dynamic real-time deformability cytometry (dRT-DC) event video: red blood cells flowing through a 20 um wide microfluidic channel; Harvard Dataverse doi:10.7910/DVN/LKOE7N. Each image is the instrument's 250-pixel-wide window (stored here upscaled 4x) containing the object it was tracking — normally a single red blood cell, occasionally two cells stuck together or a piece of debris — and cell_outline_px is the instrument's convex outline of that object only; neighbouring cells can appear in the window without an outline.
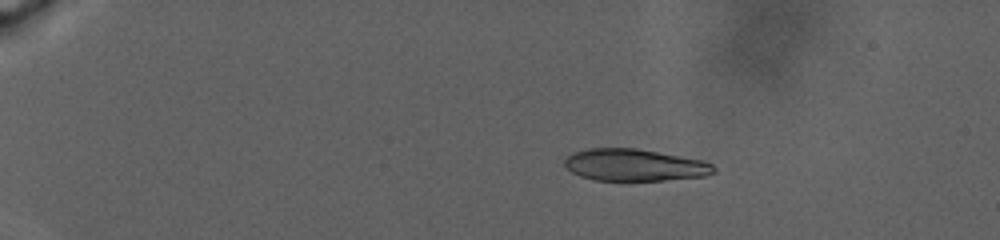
{"species": "human", "species_latin": "Homo sapiens", "temperature_condition": "warm", "stored_images_in_passage": 82, "camera_frame_rate_fps": 3000, "um_per_image_px": 0.085, "donor": {"sex": "male"}, "frame": {"image": 1, "passage_image": 18, "time_ms": 7.0, "image_size_px": [1000, 240], "cell_outline_px": [[716, 172], [704, 176], [664, 180], [596, 180], [580, 176], [572, 172], [564, 164], [564, 160], [572, 152], [588, 148], [636, 148], [700, 160], [712, 164], [716, 168]], "centroid_in_image_um": [53.91, 14.02], "position_along_channel_um": 31.1, "area_um2": 27.57}}
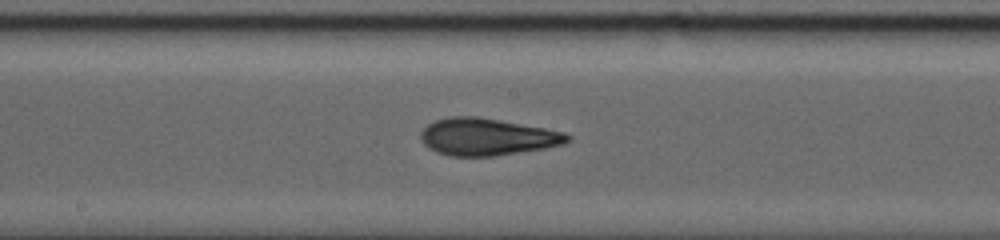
{"frame": {"image": 2, "passage_image": 51, "time_ms": 19.667, "image_size_px": [1000, 240], "cell_outline_px": [[572, 140], [564, 144], [544, 148], [492, 156], [448, 156], [436, 152], [428, 148], [420, 140], [420, 132], [428, 124], [436, 120], [452, 116], [476, 116], [544, 128], [564, 132], [572, 136]], "centroid_in_image_um": [41.38, 11.63], "position_along_channel_um": 206.8, "area_um2": 31.67}}
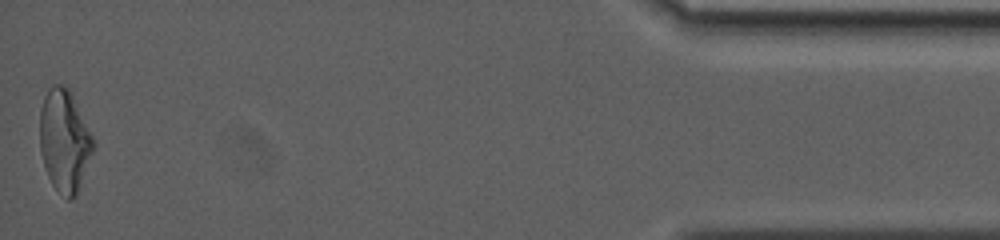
{"frame": {"image": 3, "passage_image": 82, "time_ms": 32.667, "image_size_px": [1000, 240], "cell_outline_px": [[96, 144], [76, 196], [72, 200], [68, 200], [52, 184], [48, 176], [40, 152], [40, 108], [44, 96], [48, 88], [52, 84], [60, 84], [68, 88]], "centroid_in_image_um": [5.47, 11.97], "position_along_channel_um": 429.7, "area_um2": 31.56}, "authors_computed_cell_mechanics": {"area_um2": 30.0849, "velocity_mm_per_s": 2.259, "shape_relaxation_time_tau1_ms": null, "shape_relaxation_time_tau2_ms": 2.4923, "deformation_change_tau1": null, "deformation_change_tau2": 0.0786}}